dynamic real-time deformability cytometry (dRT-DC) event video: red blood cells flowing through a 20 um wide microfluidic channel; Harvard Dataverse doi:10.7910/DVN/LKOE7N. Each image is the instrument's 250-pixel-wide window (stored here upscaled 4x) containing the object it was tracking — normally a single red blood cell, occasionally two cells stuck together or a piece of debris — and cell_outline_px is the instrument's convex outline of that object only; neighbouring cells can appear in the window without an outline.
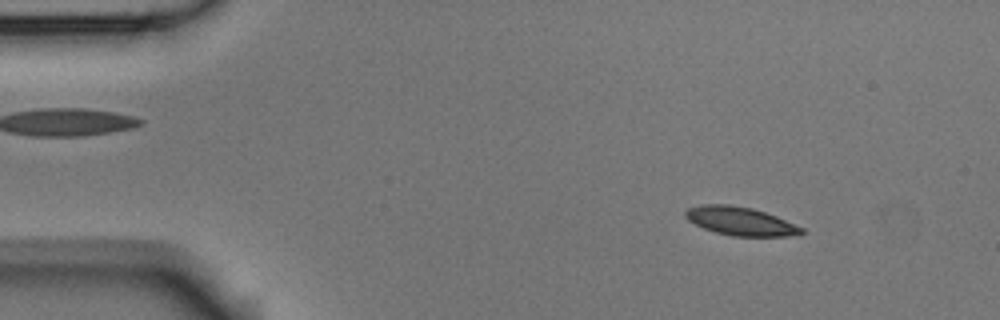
{"species": "Egyptian fruit bat (a non-hibernating species)", "species_latin": "Rousettus aegyptiacus", "temperature_condition": "room temperature", "stored_images_in_passage": 4, "camera_frame_rate_fps": 3000, "um_per_image_px": 0.085, "animal": {"sex": "male"}, "frame": {"image": 1, "passage_image": 2, "time_ms": 0.333, "image_size_px": [1000, 320], "cell_outline_px": [[804, 232], [800, 236], [732, 236], [716, 232], [704, 228], [688, 220], [684, 216], [684, 212], [688, 208], [704, 204], [728, 204], [752, 208], [776, 216], [804, 228]], "centroid_in_image_um": [62.96, 18.8], "position_along_channel_um": 22.0, "area_um2": 19.25}}